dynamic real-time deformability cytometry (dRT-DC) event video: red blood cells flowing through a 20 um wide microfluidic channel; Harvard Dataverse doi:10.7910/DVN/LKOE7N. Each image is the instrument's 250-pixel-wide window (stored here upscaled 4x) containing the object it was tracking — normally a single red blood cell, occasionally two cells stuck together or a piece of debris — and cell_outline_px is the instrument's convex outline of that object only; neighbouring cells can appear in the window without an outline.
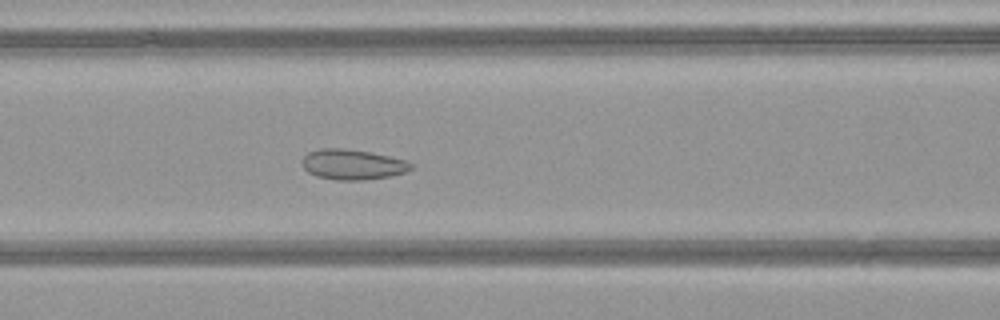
{"species": "common noctule bat (a hibernating species)", "species_latin": "Nyctalus noctula", "temperature_condition": "warm", "stored_images_in_passage": 51, "camera_frame_rate_fps": 3000, "um_per_image_px": 0.085, "animal": {"sex": "female", "body_mass_g": 21.9}, "frame": {"image": 1, "passage_image": 22, "time_ms": 7.0, "image_size_px": [1000, 320], "cell_outline_px": [[412, 168], [404, 172], [392, 176], [364, 180], [336, 180], [316, 176], [308, 172], [304, 168], [304, 156], [308, 152], [320, 148], [344, 148], [368, 152], [408, 160], [412, 164]], "centroid_in_image_um": [29.98, 13.98], "position_along_channel_um": 136.6, "area_um2": 19.13}}
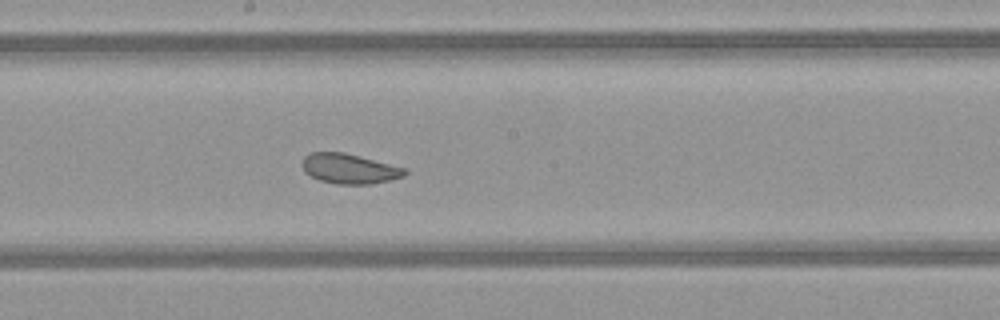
{"frame": {"image": 2, "passage_image": 28, "time_ms": 9.0, "image_size_px": [1000, 320], "cell_outline_px": [[408, 172], [404, 176], [372, 184], [336, 184], [320, 180], [304, 172], [300, 164], [304, 156], [312, 152], [344, 152], [408, 168]], "centroid_in_image_um": [29.7, 14.33], "position_along_channel_um": 218.5, "area_um2": 18.09}}
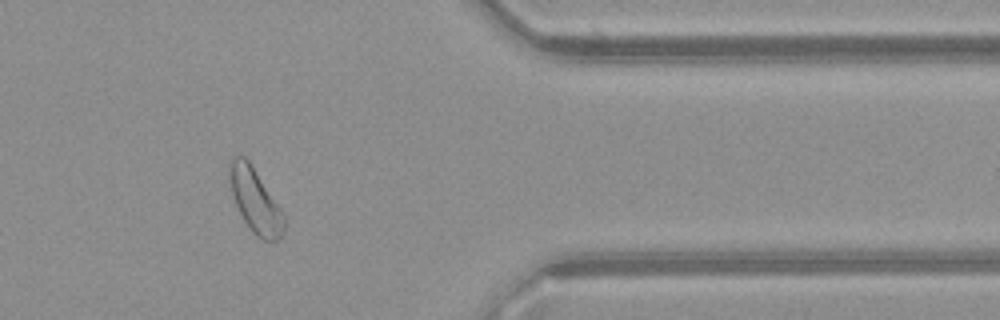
{"frame": {"image": 3, "passage_image": 42, "time_ms": 13.667, "image_size_px": [1000, 320], "cell_outline_px": [[284, 232], [276, 240], [264, 240], [256, 236], [252, 232], [244, 220], [232, 196], [228, 180], [228, 164], [232, 156], [244, 156], [252, 164], [284, 212]], "centroid_in_image_um": [21.67, 17.0], "position_along_channel_um": 389.7, "area_um2": 20.63}}